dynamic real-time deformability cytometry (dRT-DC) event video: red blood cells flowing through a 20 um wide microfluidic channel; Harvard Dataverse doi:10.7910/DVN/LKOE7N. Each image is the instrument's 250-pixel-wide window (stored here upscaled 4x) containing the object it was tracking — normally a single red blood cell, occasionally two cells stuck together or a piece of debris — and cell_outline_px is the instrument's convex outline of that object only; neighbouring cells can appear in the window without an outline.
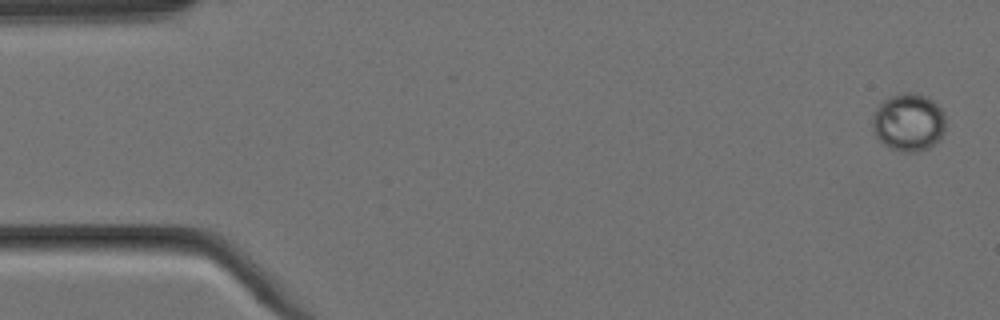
{"species": "Egyptian fruit bat (a non-hibernating species)", "species_latin": "Rousettus aegyptiacus", "temperature_condition": "cold", "stored_images_in_passage": 5, "camera_frame_rate_fps": 3000, "um_per_image_px": 0.085, "animal": {"sex": "female"}, "frame": {"image": 1, "passage_image": 1, "time_ms": 0.0, "image_size_px": [1000, 320], "cell_outline_px": [[944, 132], [940, 140], [936, 144], [928, 148], [916, 152], [900, 152], [888, 148], [876, 136], [872, 128], [872, 116], [876, 108], [884, 100], [900, 92], [916, 92], [928, 96], [944, 112]], "centroid_in_image_um": [77.23, 10.4], "position_along_channel_um": 7.8, "area_um2": 25.03}}
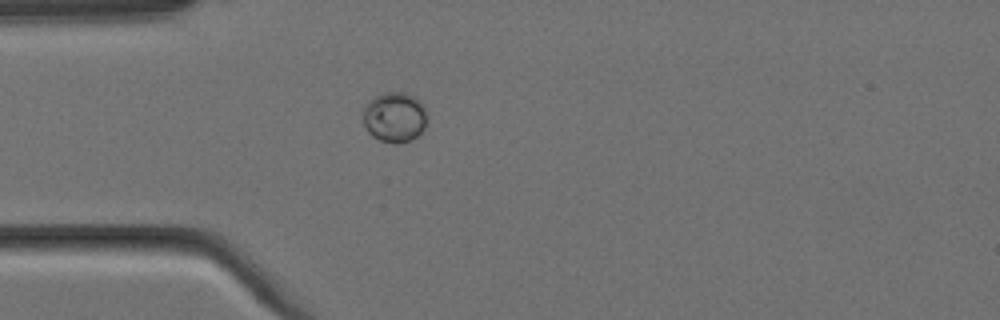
{"frame": {"image": 2, "passage_image": 5, "time_ms": 1.333, "image_size_px": [1000, 320], "cell_outline_px": [[428, 120], [424, 128], [412, 140], [396, 144], [392, 144], [380, 140], [372, 136], [368, 132], [364, 124], [364, 108], [368, 100], [384, 92], [404, 92], [412, 96], [424, 108]], "centroid_in_image_um": [33.53, 9.98], "position_along_channel_um": 51.5, "area_um2": 18.67}}